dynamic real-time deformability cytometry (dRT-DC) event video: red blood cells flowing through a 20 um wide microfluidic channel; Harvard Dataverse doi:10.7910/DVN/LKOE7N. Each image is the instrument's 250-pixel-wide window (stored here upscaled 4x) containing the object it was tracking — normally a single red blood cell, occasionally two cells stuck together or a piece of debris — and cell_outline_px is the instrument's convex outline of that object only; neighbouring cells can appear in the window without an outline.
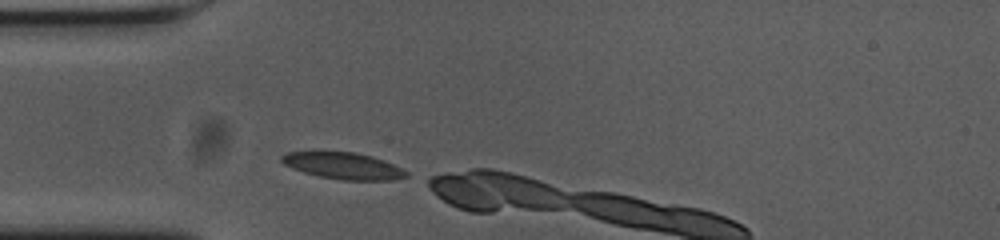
{"species": "common noctule bat (a hibernating species)", "species_latin": "Nyctalus noctula", "temperature_condition": "cold", "stored_images_in_passage": 3, "camera_frame_rate_fps": 3000, "um_per_image_px": 0.085, "animal": {"sex": "female", "body_mass_g": 23.0, "forearm_length_mm": 53.4}, "frame": {"image": 1, "passage_image": 1, "time_ms": 0.0, "image_size_px": [1000, 240], "cell_outline_px": [[408, 176], [392, 180], [344, 180], [320, 176], [304, 172], [292, 168], [284, 164], [280, 160], [280, 156], [288, 152], [356, 152], [372, 156], [392, 164], [408, 172]], "centroid_in_image_um": [29.17, 14.09], "position_along_channel_um": 55.8, "area_um2": 19.07}}